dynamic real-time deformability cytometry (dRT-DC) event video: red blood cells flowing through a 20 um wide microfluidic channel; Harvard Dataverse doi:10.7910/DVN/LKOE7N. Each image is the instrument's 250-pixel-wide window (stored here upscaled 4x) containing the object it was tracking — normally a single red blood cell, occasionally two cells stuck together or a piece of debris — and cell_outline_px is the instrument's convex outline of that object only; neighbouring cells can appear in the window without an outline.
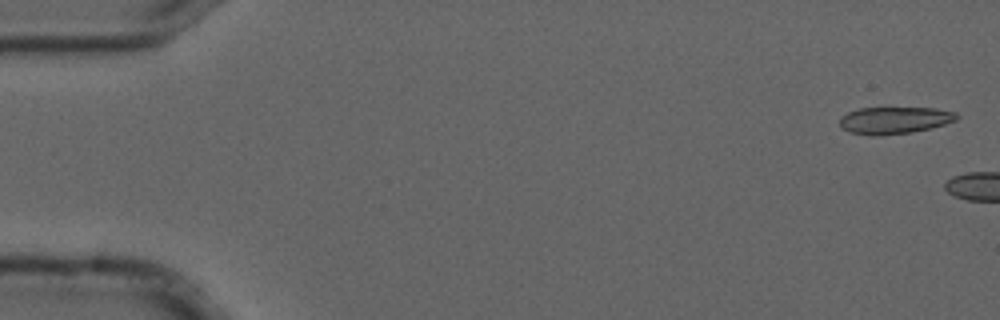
{"species": "common noctule bat (a hibernating species)", "species_latin": "Nyctalus noctula", "temperature_condition": "cold", "stored_images_in_passage": 2, "camera_frame_rate_fps": 3000, "um_per_image_px": 0.085, "animal": {"sex": "male", "forearm_length_mm": 52.5}, "frame": {"image": 1, "passage_image": 1, "time_ms": 0.0, "image_size_px": [1000, 320], "cell_outline_px": [[960, 116], [956, 120], [944, 124], [912, 132], [880, 136], [872, 136], [848, 132], [840, 124], [840, 116], [848, 112], [860, 108], [936, 108], [956, 112]], "centroid_in_image_um": [76.02, 10.22], "position_along_channel_um": 9.0, "area_um2": 18.44}}